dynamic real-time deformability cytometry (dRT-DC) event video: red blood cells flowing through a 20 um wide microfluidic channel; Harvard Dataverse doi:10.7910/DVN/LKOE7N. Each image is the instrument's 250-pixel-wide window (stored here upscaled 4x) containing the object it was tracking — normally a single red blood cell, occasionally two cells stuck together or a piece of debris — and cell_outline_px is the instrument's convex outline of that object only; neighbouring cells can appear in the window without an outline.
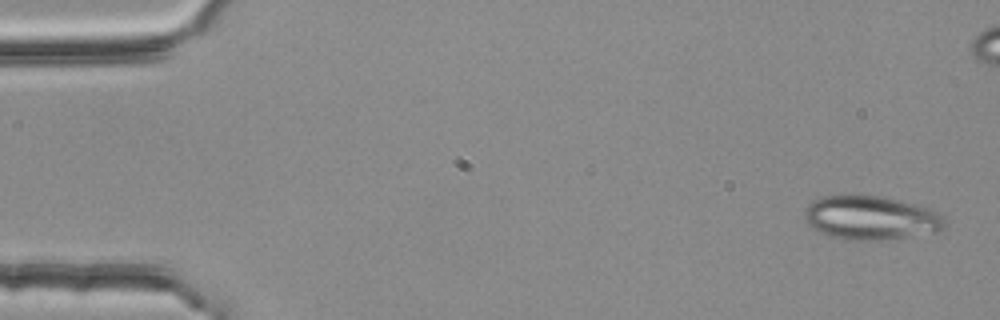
{"species": "common noctule bat (a hibernating species)", "species_latin": "Nyctalus noctula", "temperature_condition": "room temperature", "stored_images_in_passage": 54, "camera_frame_rate_fps": 3000, "um_per_image_px": 0.085, "animal": {"sex": "female", "body_mass_g": 25.1}, "frame": {"image": 1, "passage_image": 2, "time_ms": 0.333, "image_size_px": [1000, 320], "cell_outline_px": [[944, 224], [936, 232], [908, 236], [872, 240], [856, 240], [832, 236], [820, 232], [812, 228], [804, 220], [804, 212], [808, 204], [812, 200], [824, 196], [880, 196], [900, 200], [932, 208], [944, 220]], "centroid_in_image_um": [73.98, 18.5], "position_along_channel_um": 11.0, "area_um2": 35.32}}
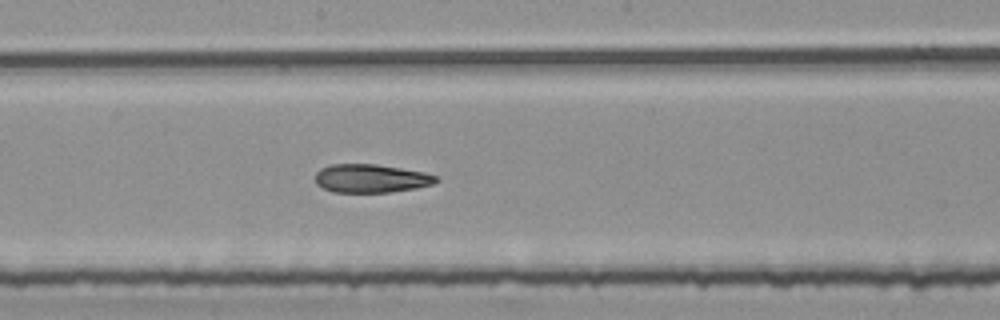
{"frame": {"image": 2, "passage_image": 29, "time_ms": 9.333, "image_size_px": [1000, 320], "cell_outline_px": [[440, 180], [432, 184], [416, 188], [392, 192], [332, 192], [316, 184], [316, 172], [320, 168], [332, 164], [376, 164], [424, 172], [440, 176]], "centroid_in_image_um": [31.56, 15.16], "position_along_channel_um": 216.6, "area_um2": 20.11}}
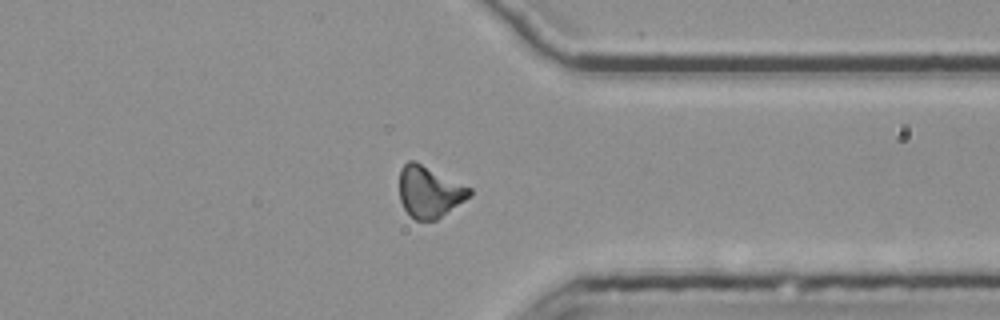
{"frame": {"image": 3, "passage_image": 42, "time_ms": 13.667, "image_size_px": [1000, 320], "cell_outline_px": [[472, 192], [464, 200], [436, 220], [416, 220], [404, 208], [400, 200], [400, 168], [408, 160], [416, 160], [472, 188]], "centroid_in_image_um": [36.48, 16.26], "position_along_channel_um": 374.9, "area_um2": 20.92}, "authors_computed_cell_mechanics": {"area_um2": 20.8658, "velocity_mm_per_s": 3.777, "shape_relaxation_time_tau1_ms": null, "shape_relaxation_time_tau2_ms": 6.0035, "deformation_change_tau1": null, "deformation_change_tau2": 0.1454}}